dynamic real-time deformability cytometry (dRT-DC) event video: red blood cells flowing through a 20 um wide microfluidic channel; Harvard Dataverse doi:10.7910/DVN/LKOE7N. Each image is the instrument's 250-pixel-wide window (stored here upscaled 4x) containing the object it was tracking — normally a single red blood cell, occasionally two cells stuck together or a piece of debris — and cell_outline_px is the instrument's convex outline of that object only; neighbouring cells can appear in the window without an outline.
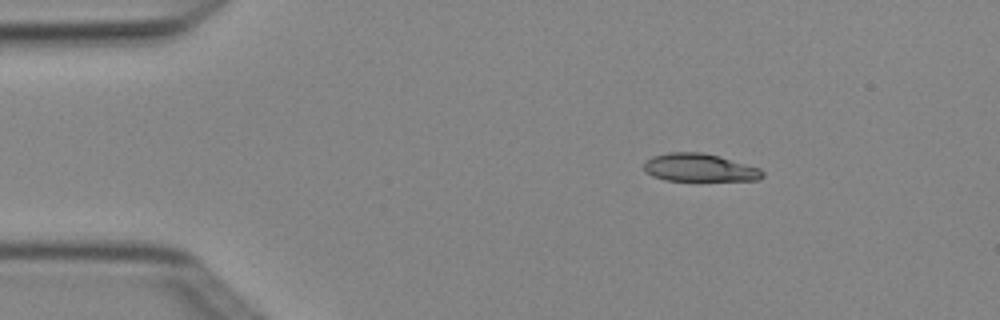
{"species": "Egyptian fruit bat (a non-hibernating species)", "species_latin": "Rousettus aegyptiacus", "temperature_condition": "cold", "stored_images_in_passage": 5, "camera_frame_rate_fps": 3000, "um_per_image_px": 0.085, "animal": {"sex": "female"}, "frame": {"image": 1, "passage_image": 2, "time_ms": 0.333, "image_size_px": [1000, 320], "cell_outline_px": [[764, 176], [760, 180], [664, 180], [652, 176], [644, 172], [644, 164], [652, 156], [668, 152], [704, 152], [720, 156], [760, 168], [764, 172]], "centroid_in_image_um": [59.46, 14.24], "position_along_channel_um": 25.5, "area_um2": 19.36}}
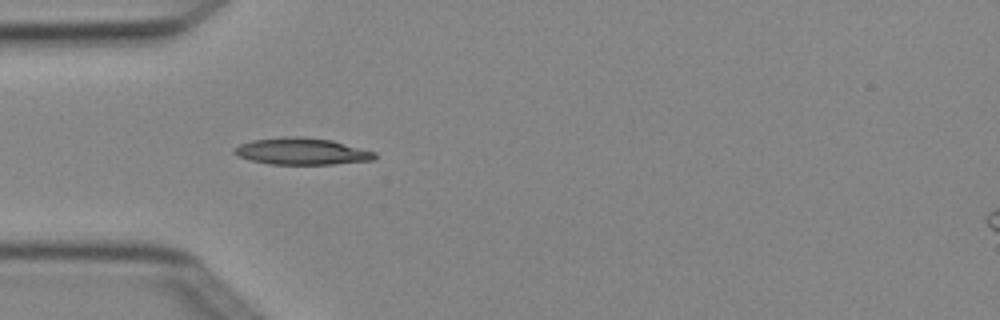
{"frame": {"image": 2, "passage_image": 4, "time_ms": 1.0, "image_size_px": [1000, 320], "cell_outline_px": [[376, 160], [332, 164], [268, 164], [252, 160], [240, 156], [232, 152], [232, 148], [240, 144], [252, 140], [284, 136], [304, 136], [332, 140], [376, 152]], "centroid_in_image_um": [25.66, 12.85], "position_along_channel_um": 59.3, "area_um2": 22.02}}